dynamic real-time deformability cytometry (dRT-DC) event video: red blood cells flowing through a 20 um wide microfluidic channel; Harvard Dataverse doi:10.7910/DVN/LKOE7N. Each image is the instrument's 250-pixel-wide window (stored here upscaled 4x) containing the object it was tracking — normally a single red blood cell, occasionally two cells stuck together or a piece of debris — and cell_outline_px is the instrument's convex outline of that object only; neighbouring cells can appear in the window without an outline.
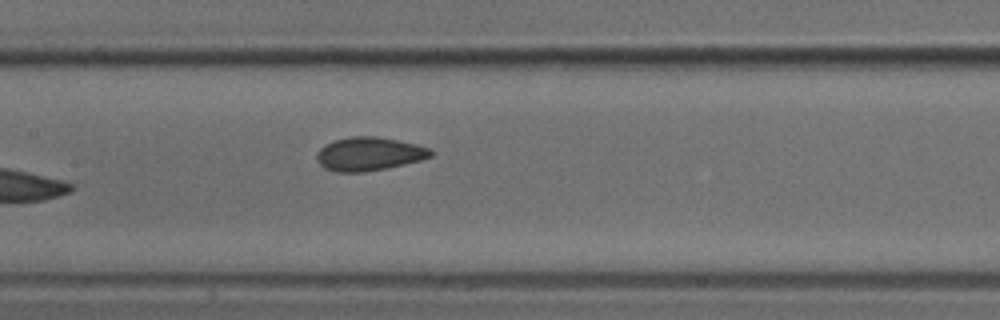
{"species": "common noctule bat (a hibernating species)", "species_latin": "Nyctalus noctula", "temperature_condition": "cold", "stored_images_in_passage": 9, "camera_frame_rate_fps": 3000, "um_per_image_px": 0.085, "animal": {"sex": "male", "body_mass_g": 18.8}, "frame": {"image": 1, "passage_image": 8, "time_ms": 2.333, "image_size_px": [1000, 320], "cell_outline_px": [[432, 156], [420, 160], [388, 168], [364, 172], [336, 172], [324, 168], [316, 160], [316, 152], [324, 144], [336, 140], [352, 136], [376, 136], [416, 144], [428, 148], [432, 152]], "centroid_in_image_um": [31.32, 13.09], "position_along_channel_um": 176.1, "area_um2": 22.25}}